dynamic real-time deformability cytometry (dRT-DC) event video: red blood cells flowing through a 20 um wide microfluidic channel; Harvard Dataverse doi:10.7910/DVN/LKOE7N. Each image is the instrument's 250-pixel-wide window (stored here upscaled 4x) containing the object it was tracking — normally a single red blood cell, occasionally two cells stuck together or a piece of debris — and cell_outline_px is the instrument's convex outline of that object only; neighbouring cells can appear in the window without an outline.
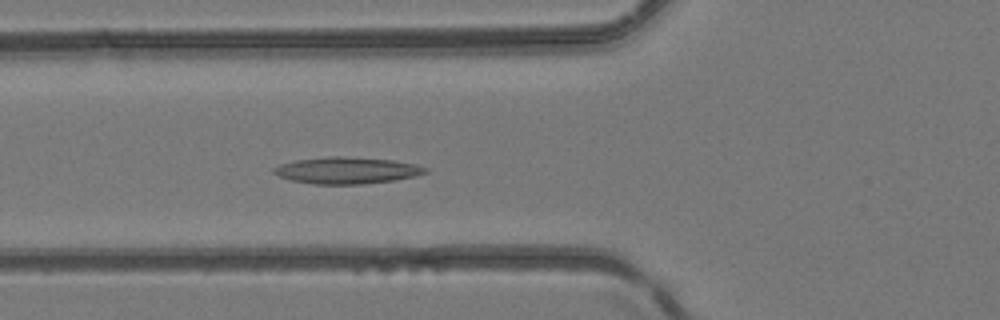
{"species": "common noctule bat (a hibernating species)", "species_latin": "Nyctalus noctula", "temperature_condition": "room temperature", "stored_images_in_passage": 48, "camera_frame_rate_fps": 3000, "um_per_image_px": 0.085, "animal": {"sex": "female", "body_mass_g": 24.6, "forearm_length_mm": 56.2}, "frame": {"image": 1, "passage_image": 18, "time_ms": 5.667, "image_size_px": [1000, 320], "cell_outline_px": [[428, 172], [416, 176], [396, 180], [364, 184], [312, 184], [292, 180], [280, 176], [272, 172], [272, 168], [280, 164], [296, 160], [332, 156], [344, 156], [392, 160], [416, 164], [428, 168]], "centroid_in_image_um": [29.51, 14.48], "position_along_channel_um": 96.3, "area_um2": 23.58}}
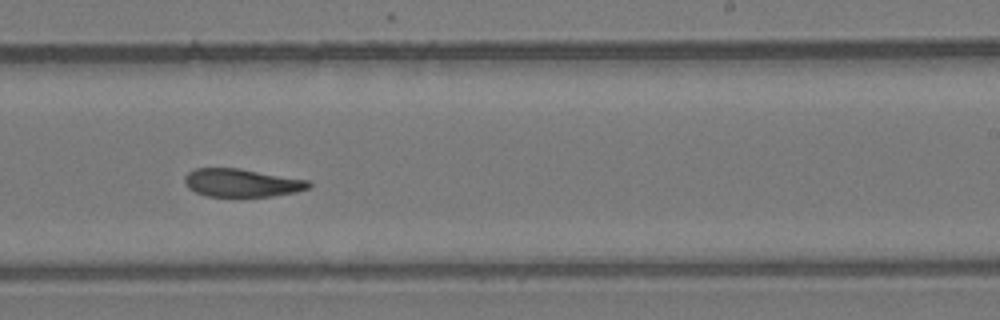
{"frame": {"image": 2, "passage_image": 30, "time_ms": 9.667, "image_size_px": [1000, 320], "cell_outline_px": [[312, 188], [296, 192], [272, 196], [208, 196], [196, 192], [188, 188], [184, 180], [184, 176], [188, 172], [196, 168], [240, 168], [308, 180], [312, 184]], "centroid_in_image_um": [20.57, 15.53], "position_along_channel_um": 268.4, "area_um2": 20.35}}
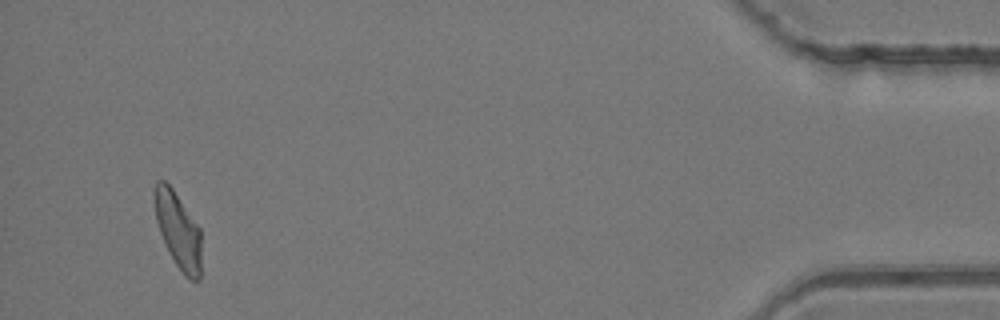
{"frame": {"image": 3, "passage_image": 46, "time_ms": 15.0, "image_size_px": [1000, 320], "cell_outline_px": [[200, 280], [188, 280], [184, 276], [176, 264], [160, 232], [156, 220], [152, 192], [156, 180], [164, 180], [172, 188], [200, 228]], "centroid_in_image_um": [15.12, 19.54], "position_along_channel_um": 420.1, "area_um2": 20.58}}